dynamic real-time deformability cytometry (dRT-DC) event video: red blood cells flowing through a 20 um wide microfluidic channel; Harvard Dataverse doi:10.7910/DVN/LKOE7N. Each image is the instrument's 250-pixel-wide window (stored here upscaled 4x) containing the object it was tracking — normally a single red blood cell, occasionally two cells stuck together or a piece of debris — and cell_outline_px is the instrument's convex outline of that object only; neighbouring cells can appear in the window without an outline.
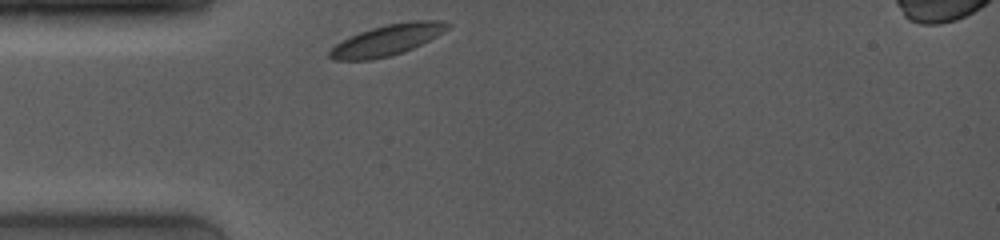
{"species": "common noctule bat (a hibernating species)", "species_latin": "Nyctalus noctula", "temperature_condition": "room temperature", "stored_images_in_passage": 30, "camera_frame_rate_fps": 4000, "um_per_image_px": 0.085, "animal": {"sex": "female", "body_mass_g": 19.0, "forearm_length_mm": 53.3}, "frame": {"image": 1, "passage_image": 1, "time_ms": 0.0, "image_size_px": [1000, 240], "cell_outline_px": [[452, 24], [448, 28], [436, 36], [412, 48], [388, 56], [368, 60], [332, 60], [328, 56], [328, 52], [336, 44], [360, 32], [372, 28], [388, 24], [412, 20], [444, 20]], "centroid_in_image_um": [32.91, 3.39], "position_along_channel_um": 52.1, "area_um2": 20.81}}
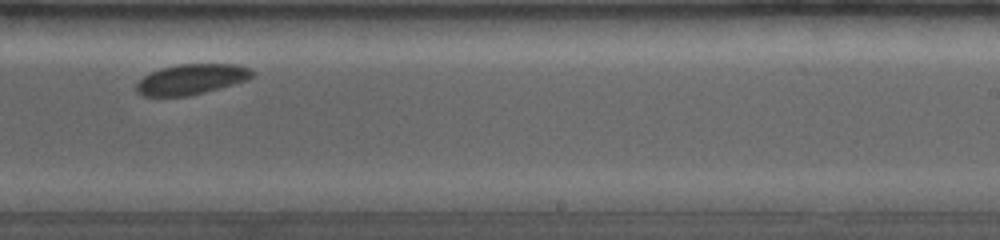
{"frame": {"image": 2, "passage_image": 19, "time_ms": 6.0, "image_size_px": [1000, 240], "cell_outline_px": [[256, 72], [248, 80], [204, 92], [188, 96], [144, 96], [136, 92], [136, 84], [144, 76], [160, 68], [176, 64], [236, 64], [252, 68]], "centroid_in_image_um": [16.29, 6.73], "position_along_channel_um": 272.7, "area_um2": 20.58}}
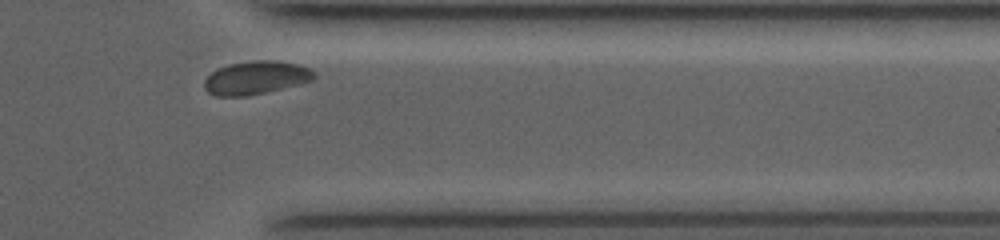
{"frame": {"image": 3, "passage_image": 28, "time_ms": 9.0, "image_size_px": [1000, 240], "cell_outline_px": [[316, 76], [312, 80], [248, 96], [216, 96], [208, 92], [204, 88], [204, 80], [216, 68], [228, 64], [256, 60], [276, 60], [296, 64], [308, 68], [316, 72]], "centroid_in_image_um": [21.71, 6.6], "position_along_channel_um": 389.7, "area_um2": 21.1}}